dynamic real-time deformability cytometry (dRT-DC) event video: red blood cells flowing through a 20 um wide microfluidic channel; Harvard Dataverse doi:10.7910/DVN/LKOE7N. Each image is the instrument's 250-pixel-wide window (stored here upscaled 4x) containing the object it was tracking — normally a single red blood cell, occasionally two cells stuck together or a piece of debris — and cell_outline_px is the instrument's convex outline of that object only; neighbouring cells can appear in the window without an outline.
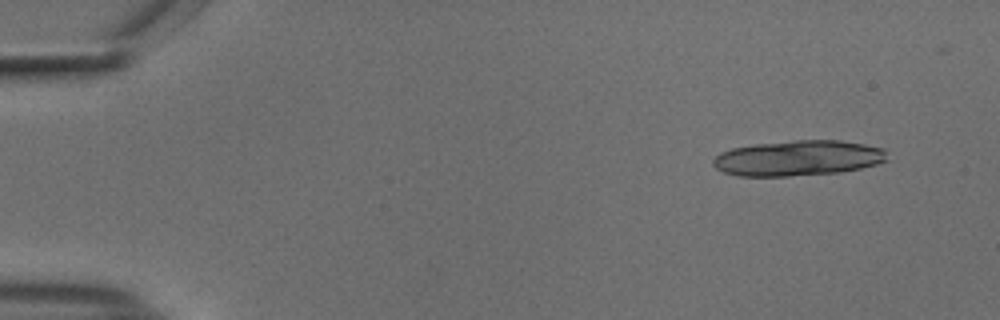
{"species": "common noctule bat (a hibernating species)", "species_latin": "Nyctalus noctula", "temperature_condition": "cold", "stored_images_in_passage": 24, "camera_frame_rate_fps": 3000, "um_per_image_px": 0.085, "animal": {"sex": "male", "body_mass_g": 18.8}, "frame": {"image": 1, "passage_image": 1, "time_ms": 0.0, "image_size_px": [1000, 320], "cell_outline_px": [[888, 160], [876, 164], [860, 168], [840, 172], [788, 176], [740, 176], [724, 172], [716, 168], [712, 164], [712, 160], [720, 152], [732, 148], [756, 144], [796, 140], [840, 140], [864, 144], [884, 148]], "centroid_in_image_um": [67.83, 13.43], "position_along_channel_um": 17.2, "area_um2": 35.89}}